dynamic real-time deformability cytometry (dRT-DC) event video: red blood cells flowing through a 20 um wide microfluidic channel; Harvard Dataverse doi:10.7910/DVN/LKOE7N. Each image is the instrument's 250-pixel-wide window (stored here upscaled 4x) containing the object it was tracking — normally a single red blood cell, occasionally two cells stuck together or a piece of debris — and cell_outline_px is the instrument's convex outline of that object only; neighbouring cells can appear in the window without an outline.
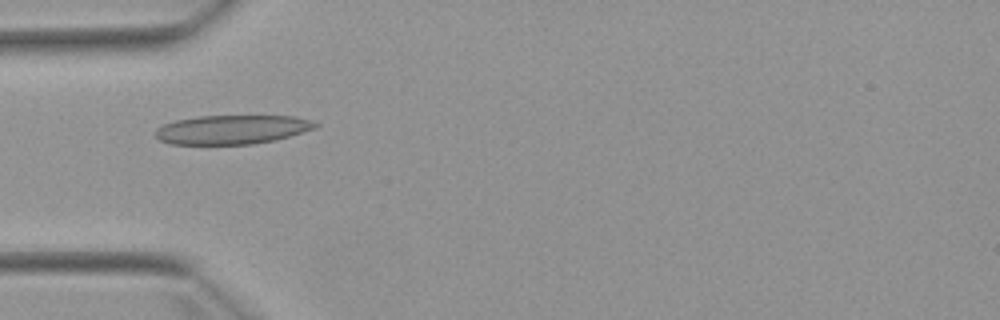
{"species": "Egyptian fruit bat (a non-hibernating species)", "species_latin": "Rousettus aegyptiacus", "temperature_condition": "warm", "stored_images_in_passage": 1, "camera_frame_rate_fps": 3000, "um_per_image_px": 0.085, "animal": {"sex": "female"}, "frame": {"image": 1, "passage_image": 1, "time_ms": 0.0, "image_size_px": [1000, 320], "cell_outline_px": [[320, 124], [316, 128], [276, 140], [252, 144], [172, 144], [160, 140], [152, 132], [156, 128], [164, 124], [176, 120], [200, 116], [296, 116], [312, 120]], "centroid_in_image_um": [19.74, 11.01], "position_along_channel_um": 65.3, "area_um2": 27.17}}